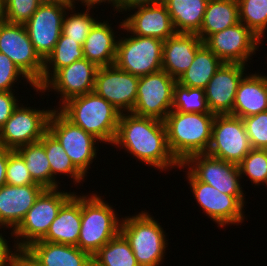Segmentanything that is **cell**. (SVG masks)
<instances>
[{
    "mask_svg": "<svg viewBox=\"0 0 267 266\" xmlns=\"http://www.w3.org/2000/svg\"><path fill=\"white\" fill-rule=\"evenodd\" d=\"M112 145L124 147L133 157L161 172L181 165L169 150L165 123L159 119L120 114Z\"/></svg>",
    "mask_w": 267,
    "mask_h": 266,
    "instance_id": "6da1fadb",
    "label": "cell"
},
{
    "mask_svg": "<svg viewBox=\"0 0 267 266\" xmlns=\"http://www.w3.org/2000/svg\"><path fill=\"white\" fill-rule=\"evenodd\" d=\"M215 116L214 113L175 110L168 113L164 120L167 143L170 152L180 164L194 154L207 152Z\"/></svg>",
    "mask_w": 267,
    "mask_h": 266,
    "instance_id": "7a4b0ae2",
    "label": "cell"
},
{
    "mask_svg": "<svg viewBox=\"0 0 267 266\" xmlns=\"http://www.w3.org/2000/svg\"><path fill=\"white\" fill-rule=\"evenodd\" d=\"M56 109L100 143H113L121 113L95 92L72 97Z\"/></svg>",
    "mask_w": 267,
    "mask_h": 266,
    "instance_id": "3957f363",
    "label": "cell"
},
{
    "mask_svg": "<svg viewBox=\"0 0 267 266\" xmlns=\"http://www.w3.org/2000/svg\"><path fill=\"white\" fill-rule=\"evenodd\" d=\"M102 196L92 193L81 196V227L77 247L93 257L98 250L120 232L113 206Z\"/></svg>",
    "mask_w": 267,
    "mask_h": 266,
    "instance_id": "277c9868",
    "label": "cell"
},
{
    "mask_svg": "<svg viewBox=\"0 0 267 266\" xmlns=\"http://www.w3.org/2000/svg\"><path fill=\"white\" fill-rule=\"evenodd\" d=\"M120 233L128 241L139 266H159L165 257L166 234L147 211L121 218Z\"/></svg>",
    "mask_w": 267,
    "mask_h": 266,
    "instance_id": "5b68a950",
    "label": "cell"
},
{
    "mask_svg": "<svg viewBox=\"0 0 267 266\" xmlns=\"http://www.w3.org/2000/svg\"><path fill=\"white\" fill-rule=\"evenodd\" d=\"M74 193L61 191L58 188L45 189L28 210L18 227L12 232V236L18 239L14 243V248L16 250L26 249L35 241L41 240L57 217L61 206Z\"/></svg>",
    "mask_w": 267,
    "mask_h": 266,
    "instance_id": "8992f818",
    "label": "cell"
},
{
    "mask_svg": "<svg viewBox=\"0 0 267 266\" xmlns=\"http://www.w3.org/2000/svg\"><path fill=\"white\" fill-rule=\"evenodd\" d=\"M127 37L118 39L116 67L138 77L162 70V40L133 34Z\"/></svg>",
    "mask_w": 267,
    "mask_h": 266,
    "instance_id": "52a82bcc",
    "label": "cell"
},
{
    "mask_svg": "<svg viewBox=\"0 0 267 266\" xmlns=\"http://www.w3.org/2000/svg\"><path fill=\"white\" fill-rule=\"evenodd\" d=\"M48 131L62 145L72 163L87 177L90 164L97 157L98 147L95 145L100 140L74 125L56 108H53L50 115Z\"/></svg>",
    "mask_w": 267,
    "mask_h": 266,
    "instance_id": "ba28073f",
    "label": "cell"
},
{
    "mask_svg": "<svg viewBox=\"0 0 267 266\" xmlns=\"http://www.w3.org/2000/svg\"><path fill=\"white\" fill-rule=\"evenodd\" d=\"M251 150L243 119L231 114H216L206 154L238 165Z\"/></svg>",
    "mask_w": 267,
    "mask_h": 266,
    "instance_id": "9c48e42d",
    "label": "cell"
},
{
    "mask_svg": "<svg viewBox=\"0 0 267 266\" xmlns=\"http://www.w3.org/2000/svg\"><path fill=\"white\" fill-rule=\"evenodd\" d=\"M0 52L37 86L42 87L44 61L36 53L25 25L0 22Z\"/></svg>",
    "mask_w": 267,
    "mask_h": 266,
    "instance_id": "30bf717a",
    "label": "cell"
},
{
    "mask_svg": "<svg viewBox=\"0 0 267 266\" xmlns=\"http://www.w3.org/2000/svg\"><path fill=\"white\" fill-rule=\"evenodd\" d=\"M52 111L18 105L0 128V147L17 150L21 146L38 142L48 131Z\"/></svg>",
    "mask_w": 267,
    "mask_h": 266,
    "instance_id": "8fae6325",
    "label": "cell"
},
{
    "mask_svg": "<svg viewBox=\"0 0 267 266\" xmlns=\"http://www.w3.org/2000/svg\"><path fill=\"white\" fill-rule=\"evenodd\" d=\"M175 83L176 79L164 70L140 76L136 103L131 113L164 121L172 110Z\"/></svg>",
    "mask_w": 267,
    "mask_h": 266,
    "instance_id": "7c38bea8",
    "label": "cell"
},
{
    "mask_svg": "<svg viewBox=\"0 0 267 266\" xmlns=\"http://www.w3.org/2000/svg\"><path fill=\"white\" fill-rule=\"evenodd\" d=\"M194 199L218 227L238 225L244 221L245 196H231L220 193L212 186L198 181L189 171L186 172Z\"/></svg>",
    "mask_w": 267,
    "mask_h": 266,
    "instance_id": "4fadbf2b",
    "label": "cell"
},
{
    "mask_svg": "<svg viewBox=\"0 0 267 266\" xmlns=\"http://www.w3.org/2000/svg\"><path fill=\"white\" fill-rule=\"evenodd\" d=\"M188 171L198 180L231 196H245L239 179L238 165L214 158L206 153L188 157L179 167Z\"/></svg>",
    "mask_w": 267,
    "mask_h": 266,
    "instance_id": "5bb4252c",
    "label": "cell"
},
{
    "mask_svg": "<svg viewBox=\"0 0 267 266\" xmlns=\"http://www.w3.org/2000/svg\"><path fill=\"white\" fill-rule=\"evenodd\" d=\"M71 5L42 2L24 24L36 53L45 61L62 34V25Z\"/></svg>",
    "mask_w": 267,
    "mask_h": 266,
    "instance_id": "9a60e30c",
    "label": "cell"
},
{
    "mask_svg": "<svg viewBox=\"0 0 267 266\" xmlns=\"http://www.w3.org/2000/svg\"><path fill=\"white\" fill-rule=\"evenodd\" d=\"M204 44L223 63L242 65L252 59L250 57L261 45L260 38L241 22L210 35Z\"/></svg>",
    "mask_w": 267,
    "mask_h": 266,
    "instance_id": "2e32d148",
    "label": "cell"
},
{
    "mask_svg": "<svg viewBox=\"0 0 267 266\" xmlns=\"http://www.w3.org/2000/svg\"><path fill=\"white\" fill-rule=\"evenodd\" d=\"M139 77L115 65L98 67L94 92L112 104L121 114L131 113L137 98Z\"/></svg>",
    "mask_w": 267,
    "mask_h": 266,
    "instance_id": "e0dca14e",
    "label": "cell"
},
{
    "mask_svg": "<svg viewBox=\"0 0 267 266\" xmlns=\"http://www.w3.org/2000/svg\"><path fill=\"white\" fill-rule=\"evenodd\" d=\"M98 67L86 58L59 69L38 91L51 89L59 93V106L68 99L94 92L95 75Z\"/></svg>",
    "mask_w": 267,
    "mask_h": 266,
    "instance_id": "ac0fdd59",
    "label": "cell"
},
{
    "mask_svg": "<svg viewBox=\"0 0 267 266\" xmlns=\"http://www.w3.org/2000/svg\"><path fill=\"white\" fill-rule=\"evenodd\" d=\"M131 10L135 11L134 14L132 12L119 24L123 31L137 36L157 38L163 42L176 33L168 9L162 2L137 6L128 12Z\"/></svg>",
    "mask_w": 267,
    "mask_h": 266,
    "instance_id": "d6986e66",
    "label": "cell"
},
{
    "mask_svg": "<svg viewBox=\"0 0 267 266\" xmlns=\"http://www.w3.org/2000/svg\"><path fill=\"white\" fill-rule=\"evenodd\" d=\"M245 66L247 65L223 63L209 80L204 91L212 113L230 114L232 112L238 86L247 69Z\"/></svg>",
    "mask_w": 267,
    "mask_h": 266,
    "instance_id": "ffe728a7",
    "label": "cell"
},
{
    "mask_svg": "<svg viewBox=\"0 0 267 266\" xmlns=\"http://www.w3.org/2000/svg\"><path fill=\"white\" fill-rule=\"evenodd\" d=\"M45 190L41 185L0 187V229L18 227L26 216L28 210L34 205L36 199Z\"/></svg>",
    "mask_w": 267,
    "mask_h": 266,
    "instance_id": "44dd1931",
    "label": "cell"
},
{
    "mask_svg": "<svg viewBox=\"0 0 267 266\" xmlns=\"http://www.w3.org/2000/svg\"><path fill=\"white\" fill-rule=\"evenodd\" d=\"M204 42L196 33H175L163 42L162 70L178 79L194 61Z\"/></svg>",
    "mask_w": 267,
    "mask_h": 266,
    "instance_id": "7402d4cb",
    "label": "cell"
},
{
    "mask_svg": "<svg viewBox=\"0 0 267 266\" xmlns=\"http://www.w3.org/2000/svg\"><path fill=\"white\" fill-rule=\"evenodd\" d=\"M81 227V195L75 193L61 206L41 241L77 246Z\"/></svg>",
    "mask_w": 267,
    "mask_h": 266,
    "instance_id": "603a6c76",
    "label": "cell"
},
{
    "mask_svg": "<svg viewBox=\"0 0 267 266\" xmlns=\"http://www.w3.org/2000/svg\"><path fill=\"white\" fill-rule=\"evenodd\" d=\"M267 111V79L260 73H247L242 78L230 113L239 118Z\"/></svg>",
    "mask_w": 267,
    "mask_h": 266,
    "instance_id": "cb8c5ba5",
    "label": "cell"
},
{
    "mask_svg": "<svg viewBox=\"0 0 267 266\" xmlns=\"http://www.w3.org/2000/svg\"><path fill=\"white\" fill-rule=\"evenodd\" d=\"M26 250L43 266H93L92 257L74 245L39 240Z\"/></svg>",
    "mask_w": 267,
    "mask_h": 266,
    "instance_id": "d4e9b609",
    "label": "cell"
},
{
    "mask_svg": "<svg viewBox=\"0 0 267 266\" xmlns=\"http://www.w3.org/2000/svg\"><path fill=\"white\" fill-rule=\"evenodd\" d=\"M110 25L108 21L98 20L82 45L84 57L97 67L111 66L115 62L118 40Z\"/></svg>",
    "mask_w": 267,
    "mask_h": 266,
    "instance_id": "484cf974",
    "label": "cell"
},
{
    "mask_svg": "<svg viewBox=\"0 0 267 266\" xmlns=\"http://www.w3.org/2000/svg\"><path fill=\"white\" fill-rule=\"evenodd\" d=\"M209 0H162L176 33H197Z\"/></svg>",
    "mask_w": 267,
    "mask_h": 266,
    "instance_id": "4316f807",
    "label": "cell"
},
{
    "mask_svg": "<svg viewBox=\"0 0 267 266\" xmlns=\"http://www.w3.org/2000/svg\"><path fill=\"white\" fill-rule=\"evenodd\" d=\"M240 22L237 0H209L200 30L196 33L204 42L210 35Z\"/></svg>",
    "mask_w": 267,
    "mask_h": 266,
    "instance_id": "83f0119b",
    "label": "cell"
},
{
    "mask_svg": "<svg viewBox=\"0 0 267 266\" xmlns=\"http://www.w3.org/2000/svg\"><path fill=\"white\" fill-rule=\"evenodd\" d=\"M39 142L44 146L46 156L50 162L51 189H59L60 187L58 186L59 182L55 180L58 174L70 176L74 185L84 181L85 175L72 163L62 145L49 131L43 135Z\"/></svg>",
    "mask_w": 267,
    "mask_h": 266,
    "instance_id": "f1b7e54d",
    "label": "cell"
},
{
    "mask_svg": "<svg viewBox=\"0 0 267 266\" xmlns=\"http://www.w3.org/2000/svg\"><path fill=\"white\" fill-rule=\"evenodd\" d=\"M223 62L204 44L189 68L176 80L190 88H205Z\"/></svg>",
    "mask_w": 267,
    "mask_h": 266,
    "instance_id": "f546056e",
    "label": "cell"
},
{
    "mask_svg": "<svg viewBox=\"0 0 267 266\" xmlns=\"http://www.w3.org/2000/svg\"><path fill=\"white\" fill-rule=\"evenodd\" d=\"M82 45L63 33L59 37L52 53L44 61L42 86L61 68L84 59ZM52 68V70L50 69Z\"/></svg>",
    "mask_w": 267,
    "mask_h": 266,
    "instance_id": "4dcf8cb0",
    "label": "cell"
},
{
    "mask_svg": "<svg viewBox=\"0 0 267 266\" xmlns=\"http://www.w3.org/2000/svg\"><path fill=\"white\" fill-rule=\"evenodd\" d=\"M93 266H139L125 237L119 232L92 257Z\"/></svg>",
    "mask_w": 267,
    "mask_h": 266,
    "instance_id": "1f68e13d",
    "label": "cell"
},
{
    "mask_svg": "<svg viewBox=\"0 0 267 266\" xmlns=\"http://www.w3.org/2000/svg\"><path fill=\"white\" fill-rule=\"evenodd\" d=\"M17 151L24 158L32 180L45 189H51V168L44 146L38 141L21 146Z\"/></svg>",
    "mask_w": 267,
    "mask_h": 266,
    "instance_id": "d6a6232c",
    "label": "cell"
},
{
    "mask_svg": "<svg viewBox=\"0 0 267 266\" xmlns=\"http://www.w3.org/2000/svg\"><path fill=\"white\" fill-rule=\"evenodd\" d=\"M239 20L261 40L267 29V0H237Z\"/></svg>",
    "mask_w": 267,
    "mask_h": 266,
    "instance_id": "836d02e7",
    "label": "cell"
},
{
    "mask_svg": "<svg viewBox=\"0 0 267 266\" xmlns=\"http://www.w3.org/2000/svg\"><path fill=\"white\" fill-rule=\"evenodd\" d=\"M172 110L179 112L212 113L203 88H190L175 83Z\"/></svg>",
    "mask_w": 267,
    "mask_h": 266,
    "instance_id": "e575fe53",
    "label": "cell"
},
{
    "mask_svg": "<svg viewBox=\"0 0 267 266\" xmlns=\"http://www.w3.org/2000/svg\"><path fill=\"white\" fill-rule=\"evenodd\" d=\"M75 7V5H71L67 9L63 20L62 33L83 45L91 28L98 20H96L95 17L93 18V14L92 16L90 15L91 8L86 7V10L82 13H72L75 11ZM68 11L72 13L70 16L67 15Z\"/></svg>",
    "mask_w": 267,
    "mask_h": 266,
    "instance_id": "d590c367",
    "label": "cell"
},
{
    "mask_svg": "<svg viewBox=\"0 0 267 266\" xmlns=\"http://www.w3.org/2000/svg\"><path fill=\"white\" fill-rule=\"evenodd\" d=\"M238 168L241 178L247 176L252 184L267 186L266 149H252L238 164Z\"/></svg>",
    "mask_w": 267,
    "mask_h": 266,
    "instance_id": "8d00e7d4",
    "label": "cell"
},
{
    "mask_svg": "<svg viewBox=\"0 0 267 266\" xmlns=\"http://www.w3.org/2000/svg\"><path fill=\"white\" fill-rule=\"evenodd\" d=\"M6 184L13 186L39 185L32 180L24 158L17 150L8 149Z\"/></svg>",
    "mask_w": 267,
    "mask_h": 266,
    "instance_id": "74e56055",
    "label": "cell"
},
{
    "mask_svg": "<svg viewBox=\"0 0 267 266\" xmlns=\"http://www.w3.org/2000/svg\"><path fill=\"white\" fill-rule=\"evenodd\" d=\"M41 3V0H4V21L24 25Z\"/></svg>",
    "mask_w": 267,
    "mask_h": 266,
    "instance_id": "f35d334b",
    "label": "cell"
},
{
    "mask_svg": "<svg viewBox=\"0 0 267 266\" xmlns=\"http://www.w3.org/2000/svg\"><path fill=\"white\" fill-rule=\"evenodd\" d=\"M252 149L267 148V111L242 118Z\"/></svg>",
    "mask_w": 267,
    "mask_h": 266,
    "instance_id": "ab89813d",
    "label": "cell"
},
{
    "mask_svg": "<svg viewBox=\"0 0 267 266\" xmlns=\"http://www.w3.org/2000/svg\"><path fill=\"white\" fill-rule=\"evenodd\" d=\"M23 78H22V77ZM25 79L37 92V86L13 63V61L0 52V91H13L14 84L18 79Z\"/></svg>",
    "mask_w": 267,
    "mask_h": 266,
    "instance_id": "60d3db41",
    "label": "cell"
},
{
    "mask_svg": "<svg viewBox=\"0 0 267 266\" xmlns=\"http://www.w3.org/2000/svg\"><path fill=\"white\" fill-rule=\"evenodd\" d=\"M15 91H0V128L11 117L19 102ZM17 98V99H16Z\"/></svg>",
    "mask_w": 267,
    "mask_h": 266,
    "instance_id": "b9f144b4",
    "label": "cell"
},
{
    "mask_svg": "<svg viewBox=\"0 0 267 266\" xmlns=\"http://www.w3.org/2000/svg\"><path fill=\"white\" fill-rule=\"evenodd\" d=\"M9 241L3 237V234L0 233V266H13L14 259L16 254V248H9Z\"/></svg>",
    "mask_w": 267,
    "mask_h": 266,
    "instance_id": "7bdbcfd3",
    "label": "cell"
},
{
    "mask_svg": "<svg viewBox=\"0 0 267 266\" xmlns=\"http://www.w3.org/2000/svg\"><path fill=\"white\" fill-rule=\"evenodd\" d=\"M13 266H43L26 249L16 251Z\"/></svg>",
    "mask_w": 267,
    "mask_h": 266,
    "instance_id": "ee69618b",
    "label": "cell"
},
{
    "mask_svg": "<svg viewBox=\"0 0 267 266\" xmlns=\"http://www.w3.org/2000/svg\"><path fill=\"white\" fill-rule=\"evenodd\" d=\"M159 2H162V0H120V12H126L137 6L152 5Z\"/></svg>",
    "mask_w": 267,
    "mask_h": 266,
    "instance_id": "f6af8a7d",
    "label": "cell"
},
{
    "mask_svg": "<svg viewBox=\"0 0 267 266\" xmlns=\"http://www.w3.org/2000/svg\"><path fill=\"white\" fill-rule=\"evenodd\" d=\"M8 149L0 147V187L6 184Z\"/></svg>",
    "mask_w": 267,
    "mask_h": 266,
    "instance_id": "bcb514c9",
    "label": "cell"
},
{
    "mask_svg": "<svg viewBox=\"0 0 267 266\" xmlns=\"http://www.w3.org/2000/svg\"><path fill=\"white\" fill-rule=\"evenodd\" d=\"M80 1V4H83L85 7L88 8H94L97 5H102L101 3L104 2V4L107 2L108 4H111L115 11L120 12V0H76ZM94 6V7H93Z\"/></svg>",
    "mask_w": 267,
    "mask_h": 266,
    "instance_id": "7dc6e473",
    "label": "cell"
},
{
    "mask_svg": "<svg viewBox=\"0 0 267 266\" xmlns=\"http://www.w3.org/2000/svg\"><path fill=\"white\" fill-rule=\"evenodd\" d=\"M42 2L60 3L65 5H75L76 0H41Z\"/></svg>",
    "mask_w": 267,
    "mask_h": 266,
    "instance_id": "c3c4849f",
    "label": "cell"
},
{
    "mask_svg": "<svg viewBox=\"0 0 267 266\" xmlns=\"http://www.w3.org/2000/svg\"><path fill=\"white\" fill-rule=\"evenodd\" d=\"M4 19H5L4 0H0V22H3Z\"/></svg>",
    "mask_w": 267,
    "mask_h": 266,
    "instance_id": "681fc988",
    "label": "cell"
}]
</instances>
